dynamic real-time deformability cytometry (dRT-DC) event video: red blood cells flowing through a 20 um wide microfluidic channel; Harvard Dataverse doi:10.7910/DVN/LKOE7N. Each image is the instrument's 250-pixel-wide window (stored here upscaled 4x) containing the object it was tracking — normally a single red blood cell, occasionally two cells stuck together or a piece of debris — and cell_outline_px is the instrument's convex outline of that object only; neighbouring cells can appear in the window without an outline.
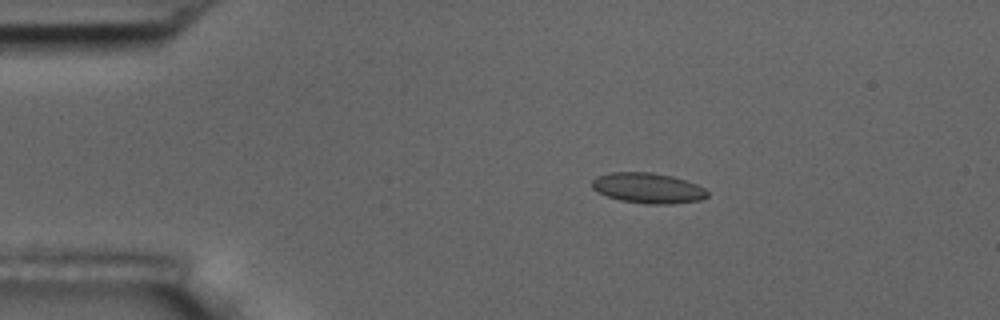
{"species": "common noctule bat (a hibernating species)", "species_latin": "Nyctalus noctula", "temperature_condition": "room temperature", "stored_images_in_passage": 5, "camera_frame_rate_fps": 3000, "um_per_image_px": 0.085, "animal": {"sex": "male", "body_mass_g": 17.5, "forearm_length_mm": 52.3}, "frame": {"image": 1, "passage_image": 4, "time_ms": 3.333, "image_size_px": [1000, 320], "cell_outline_px": [[708, 196], [700, 200], [672, 204], [644, 204], [620, 200], [608, 196], [592, 188], [592, 180], [596, 176], [608, 172], [652, 172], [672, 176], [696, 184], [704, 188], [708, 192]], "centroid_in_image_um": [55.07, 15.98], "position_along_channel_um": 29.9, "area_um2": 20.46}}